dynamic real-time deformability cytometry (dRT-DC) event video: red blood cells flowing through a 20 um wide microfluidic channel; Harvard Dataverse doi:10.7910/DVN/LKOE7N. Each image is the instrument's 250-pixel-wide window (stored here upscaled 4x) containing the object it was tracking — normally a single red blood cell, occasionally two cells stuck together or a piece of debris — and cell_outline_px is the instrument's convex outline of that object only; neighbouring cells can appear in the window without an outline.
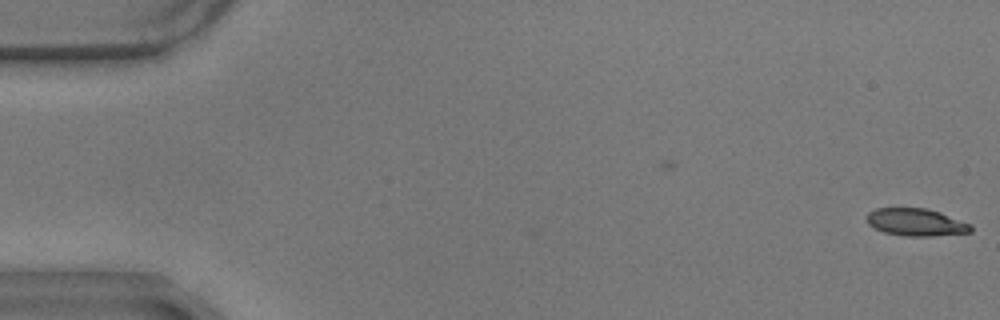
{"species": "common noctule bat (a hibernating species)", "species_latin": "Nyctalus noctula", "temperature_condition": "warm", "stored_images_in_passage": 6, "camera_frame_rate_fps": 3000, "um_per_image_px": 0.085, "animal": {"sex": "male", "body_mass_g": 17.9}, "frame": {"image": 1, "passage_image": 6, "time_ms": 1.667, "image_size_px": [1000, 320], "cell_outline_px": [[972, 232], [932, 236], [904, 236], [884, 232], [872, 228], [868, 224], [868, 212], [876, 208], [928, 208], [940, 212], [972, 224]], "centroid_in_image_um": [77.87, 18.89], "position_along_channel_um": 7.1, "area_um2": 16.76}}